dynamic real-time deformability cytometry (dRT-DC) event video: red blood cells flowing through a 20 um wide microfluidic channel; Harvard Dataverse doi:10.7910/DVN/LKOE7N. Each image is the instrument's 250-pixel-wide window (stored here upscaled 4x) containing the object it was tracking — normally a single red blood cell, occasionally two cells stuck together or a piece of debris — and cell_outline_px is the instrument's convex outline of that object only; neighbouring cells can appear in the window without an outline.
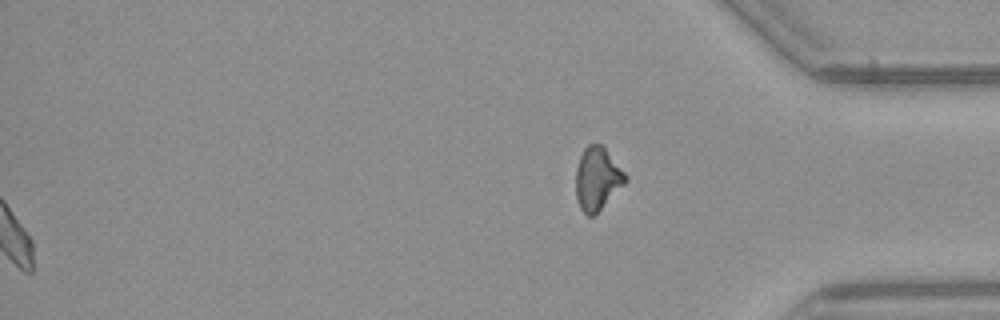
{"species": "common noctule bat (a hibernating species)", "species_latin": "Nyctalus noctula", "temperature_condition": "warm", "stored_images_in_passage": 37, "segment_of_instrument_passage": [2, 2], "camera_frame_rate_fps": 3000, "um_per_image_px": 0.085, "animal": {"sex": "female", "body_mass_g": 21.9}, "frame": {"image": 1, "passage_image": 37, "time_ms": 12.0, "image_size_px": [1000, 320], "cell_outline_px": [[628, 180], [596, 216], [588, 216], [580, 208], [576, 196], [576, 168], [580, 156], [584, 148], [588, 144], [600, 144], [604, 148], [628, 176]], "centroid_in_image_um": [50.78, 15.23], "position_along_channel_um": 384.4, "area_um2": 18.26}}